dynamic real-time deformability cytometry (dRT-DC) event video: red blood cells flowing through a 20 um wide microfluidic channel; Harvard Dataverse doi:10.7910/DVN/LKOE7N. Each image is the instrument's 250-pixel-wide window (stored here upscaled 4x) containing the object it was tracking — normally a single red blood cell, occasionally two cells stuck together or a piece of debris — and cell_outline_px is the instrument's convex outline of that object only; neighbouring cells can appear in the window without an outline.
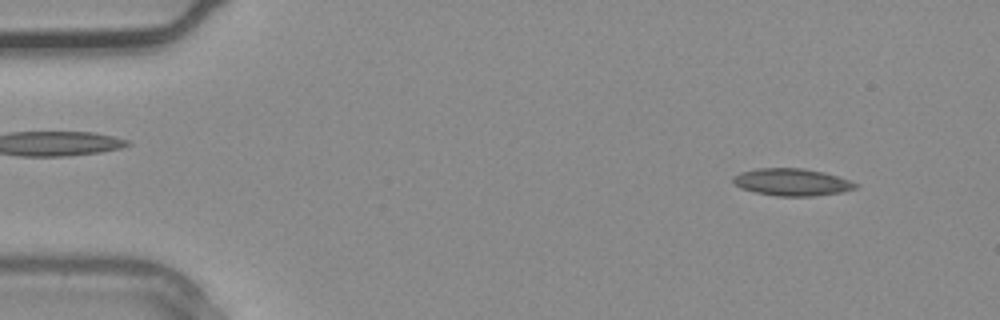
{"species": "common noctule bat (a hibernating species)", "species_latin": "Nyctalus noctula", "temperature_condition": "warm", "stored_images_in_passage": 4, "camera_frame_rate_fps": 3000, "um_per_image_px": 0.085, "animal": {"sex": "male", "body_mass_g": 20.4}, "frame": {"image": 1, "passage_image": 2, "time_ms": 0.333, "image_size_px": [1000, 320], "cell_outline_px": [[860, 184], [856, 188], [844, 192], [812, 196], [776, 196], [756, 192], [740, 188], [732, 184], [732, 176], [740, 172], [760, 168], [804, 168], [824, 172]], "centroid_in_image_um": [67.29, 15.48], "position_along_channel_um": 17.7, "area_um2": 19.54}}